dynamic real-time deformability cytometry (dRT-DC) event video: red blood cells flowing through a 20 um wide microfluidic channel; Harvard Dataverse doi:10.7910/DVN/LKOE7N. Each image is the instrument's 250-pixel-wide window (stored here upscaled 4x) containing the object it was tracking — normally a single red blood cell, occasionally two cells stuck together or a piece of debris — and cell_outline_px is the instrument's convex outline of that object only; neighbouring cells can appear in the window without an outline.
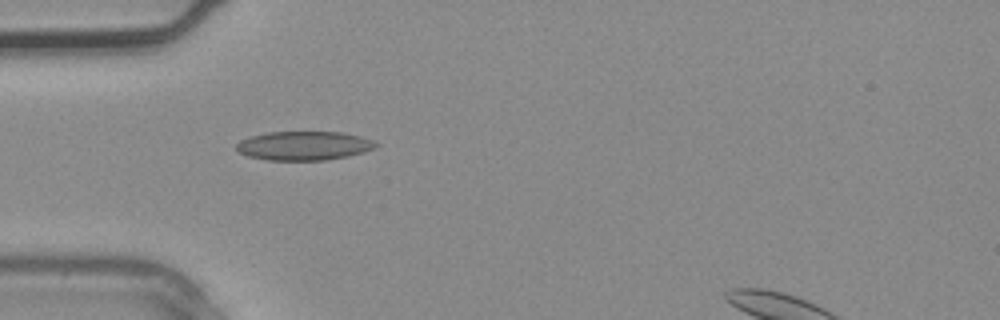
{"species": "common noctule bat (a hibernating species)", "species_latin": "Nyctalus noctula", "temperature_condition": "warm", "stored_images_in_passage": 4, "camera_frame_rate_fps": 3000, "um_per_image_px": 0.085, "animal": {"sex": "male", "body_mass_g": 20.4}, "frame": {"image": 1, "passage_image": 3, "time_ms": 0.667, "image_size_px": [1000, 320], "cell_outline_px": [[380, 144], [376, 148], [364, 152], [348, 156], [324, 160], [268, 160], [248, 156], [240, 152], [236, 148], [236, 144], [240, 140], [252, 136], [268, 132], [340, 132], [360, 136], [372, 140]], "centroid_in_image_um": [25.86, 12.39], "position_along_channel_um": 59.1, "area_um2": 23.47}}